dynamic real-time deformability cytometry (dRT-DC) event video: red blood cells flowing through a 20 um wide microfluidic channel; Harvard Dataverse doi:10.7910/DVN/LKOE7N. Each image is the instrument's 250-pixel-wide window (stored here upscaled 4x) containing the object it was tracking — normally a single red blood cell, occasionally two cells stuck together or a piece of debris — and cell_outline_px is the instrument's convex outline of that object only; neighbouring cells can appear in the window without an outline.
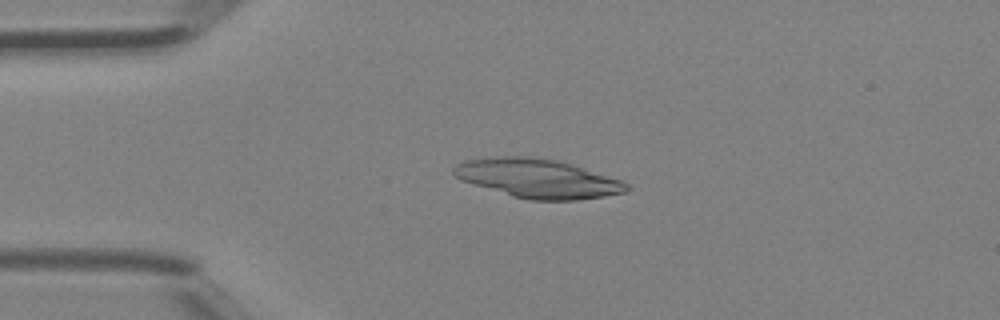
{"species": "Egyptian fruit bat (a non-hibernating species)", "species_latin": "Rousettus aegyptiacus", "temperature_condition": "room temperature", "stored_images_in_passage": 4, "camera_frame_rate_fps": 3000, "um_per_image_px": 0.085, "animal": {"sex": "female"}, "frame": {"image": 1, "passage_image": 4, "time_ms": 1.0, "image_size_px": [1000, 320], "cell_outline_px": [[632, 188], [624, 192], [604, 196], [576, 200], [528, 200], [512, 196], [460, 180], [452, 176], [452, 168], [456, 164], [464, 160], [504, 156], [528, 156], [556, 160], [620, 180], [628, 184]], "centroid_in_image_um": [45.64, 15.17], "position_along_channel_um": 39.4, "area_um2": 38.9}}